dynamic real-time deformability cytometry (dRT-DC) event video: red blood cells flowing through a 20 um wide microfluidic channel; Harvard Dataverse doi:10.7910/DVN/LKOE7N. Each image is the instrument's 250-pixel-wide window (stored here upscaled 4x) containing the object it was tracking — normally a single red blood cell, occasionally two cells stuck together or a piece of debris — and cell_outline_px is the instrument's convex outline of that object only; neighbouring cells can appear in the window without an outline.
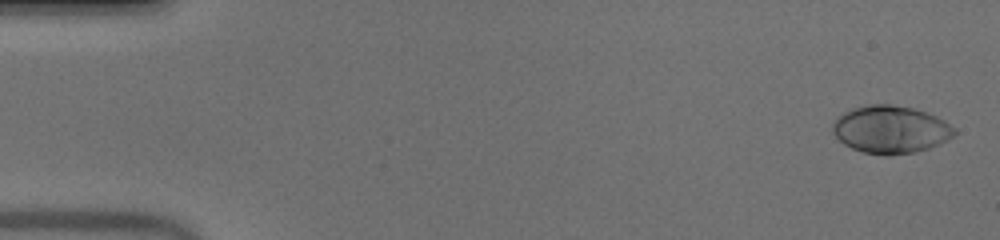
{"species": "human", "species_latin": "Homo sapiens", "temperature_condition": "warm", "stored_images_in_passage": 52, "camera_frame_rate_fps": 3000, "um_per_image_px": 0.085, "donor": {"sex": "male"}, "frame": {"image": 1, "passage_image": 2, "time_ms": 0.333, "image_size_px": [1000, 240], "cell_outline_px": [[956, 132], [948, 140], [928, 148], [916, 152], [888, 156], [884, 156], [864, 152], [852, 148], [844, 144], [832, 132], [832, 120], [836, 116], [852, 108], [868, 104], [892, 104], [912, 108], [936, 116], [944, 120], [956, 128]], "centroid_in_image_um": [75.67, 11.0], "position_along_channel_um": 9.3, "area_um2": 34.04}}
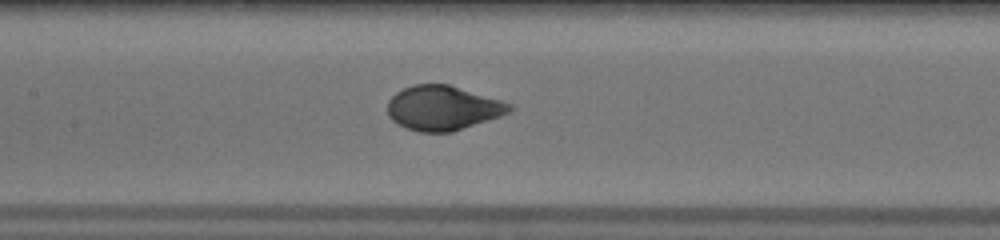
{"frame": {"image": 2, "passage_image": 25, "time_ms": 8.0, "image_size_px": [1000, 240], "cell_outline_px": [[512, 108], [508, 112], [500, 116], [452, 132], [420, 132], [408, 128], [392, 120], [388, 116], [388, 100], [396, 92], [412, 84], [448, 84], [500, 100], [512, 104]], "centroid_in_image_um": [37.62, 9.17], "position_along_channel_um": 169.8, "area_um2": 31.33}}
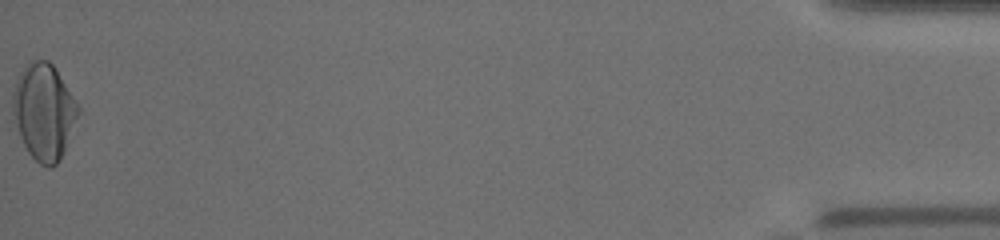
{"frame": {"image": 3, "passage_image": 52, "time_ms": 17.0, "image_size_px": [1000, 240], "cell_outline_px": [[80, 112], [60, 160], [52, 168], [48, 168], [40, 164], [28, 152], [20, 136], [12, 112], [12, 92], [16, 80], [24, 64], [32, 60], [48, 60], [56, 68], [80, 108]], "centroid_in_image_um": [3.72, 9.47], "position_along_channel_um": 431.5, "area_um2": 36.65}, "authors_computed_cell_mechanics": {"area_um2": 32.3391, "velocity_mm_per_s": 4.0092, "shape_relaxation_time_tau1_ms": 3.3679, "shape_relaxation_time_tau2_ms": null, "deformation_change_tau1": 0.2042, "deformation_change_tau2": null}}